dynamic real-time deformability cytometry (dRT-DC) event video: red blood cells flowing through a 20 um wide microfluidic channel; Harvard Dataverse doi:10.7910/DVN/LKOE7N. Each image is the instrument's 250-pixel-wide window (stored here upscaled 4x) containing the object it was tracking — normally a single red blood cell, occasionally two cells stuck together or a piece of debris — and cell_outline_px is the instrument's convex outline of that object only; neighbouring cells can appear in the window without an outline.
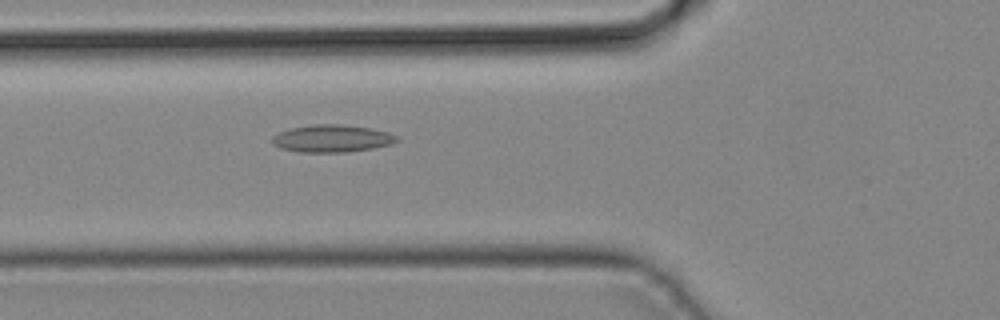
{"species": "common noctule bat (a hibernating species)", "species_latin": "Nyctalus noctula", "temperature_condition": "cold", "stored_images_in_passage": 43, "camera_frame_rate_fps": 3000, "um_per_image_px": 0.085, "animal": {"sex": "male", "body_mass_g": 19.2, "forearm_length_mm": 51.8}, "frame": {"image": 1, "passage_image": 16, "time_ms": 5.0, "image_size_px": [1000, 320], "cell_outline_px": [[400, 140], [392, 144], [372, 148], [348, 152], [300, 152], [280, 148], [272, 144], [272, 136], [288, 128], [312, 124], [340, 124], [372, 128], [388, 132], [396, 136]], "centroid_in_image_um": [28.2, 11.77], "position_along_channel_um": 97.6, "area_um2": 20.06}}
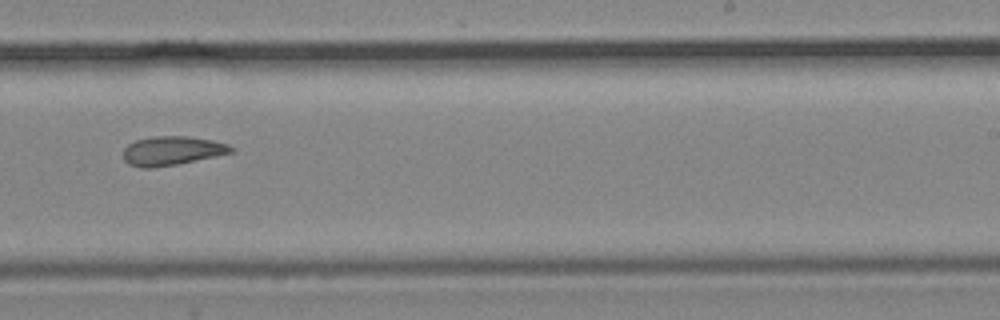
{"frame": {"image": 2, "passage_image": 27, "time_ms": 8.667, "image_size_px": [1000, 320], "cell_outline_px": [[236, 148], [232, 152], [216, 156], [156, 168], [140, 168], [128, 164], [124, 160], [124, 148], [128, 144], [136, 140], [156, 136], [188, 136], [212, 140], [228, 144]], "centroid_in_image_um": [14.61, 12.82], "position_along_channel_um": 274.4, "area_um2": 18.26}}
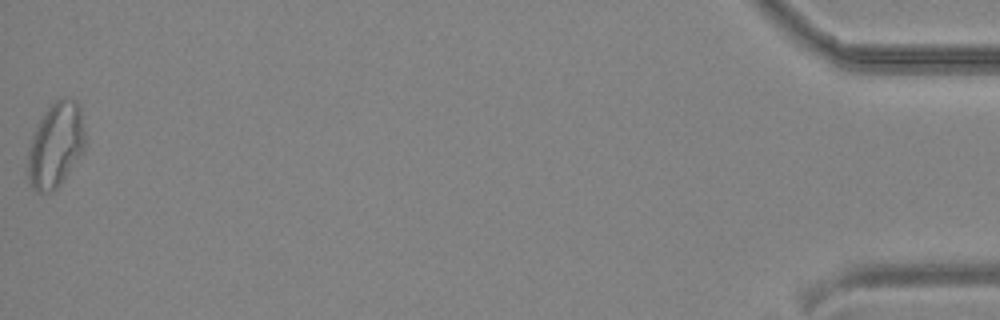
{"frame": {"image": 3, "passage_image": 43, "time_ms": 14.0, "image_size_px": [1000, 320], "cell_outline_px": [[84, 152], [56, 188], [52, 192], [36, 192], [32, 188], [28, 176], [28, 148], [32, 136], [44, 112], [56, 100], [64, 96], [76, 100], [80, 104], [84, 132]], "centroid_in_image_um": [4.74, 12.31], "position_along_channel_um": 430.5, "area_um2": 28.26}}